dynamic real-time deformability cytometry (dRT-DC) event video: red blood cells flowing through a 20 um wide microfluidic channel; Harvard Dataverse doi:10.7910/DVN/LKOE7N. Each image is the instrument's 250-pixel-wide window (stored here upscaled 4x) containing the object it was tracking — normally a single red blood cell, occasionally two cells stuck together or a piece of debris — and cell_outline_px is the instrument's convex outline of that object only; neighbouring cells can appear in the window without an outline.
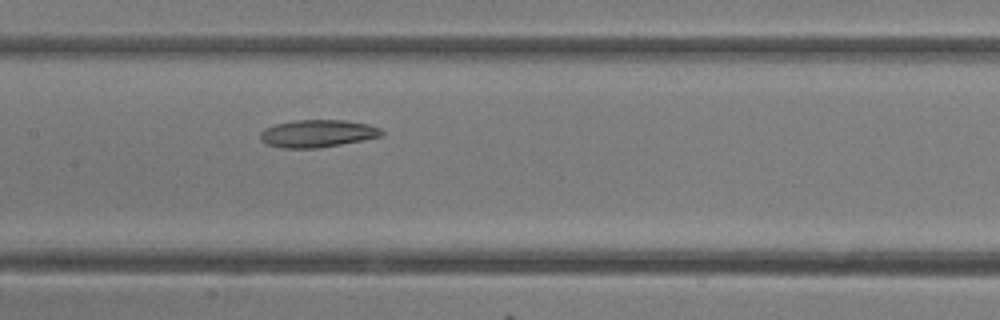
{"species": "common noctule bat (a hibernating species)", "species_latin": "Nyctalus noctula", "temperature_condition": "room temperature", "stored_images_in_passage": 14, "camera_frame_rate_fps": 3000, "um_per_image_px": 0.085, "animal": {"sex": "female"}, "frame": {"image": 1, "passage_image": 14, "time_ms": 4.333, "image_size_px": [1000, 320], "cell_outline_px": [[384, 132], [380, 136], [364, 140], [320, 148], [280, 148], [268, 144], [260, 140], [260, 132], [264, 128], [276, 124], [296, 120], [344, 120], [368, 124], [380, 128]], "centroid_in_image_um": [26.98, 11.35], "position_along_channel_um": 180.4, "area_um2": 19.48}}